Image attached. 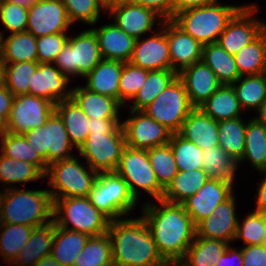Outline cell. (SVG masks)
<instances>
[{"label":"cell","mask_w":266,"mask_h":266,"mask_svg":"<svg viewBox=\"0 0 266 266\" xmlns=\"http://www.w3.org/2000/svg\"><path fill=\"white\" fill-rule=\"evenodd\" d=\"M193 109L184 84L177 77L142 111L172 133H177Z\"/></svg>","instance_id":"cell-11"},{"label":"cell","mask_w":266,"mask_h":266,"mask_svg":"<svg viewBox=\"0 0 266 266\" xmlns=\"http://www.w3.org/2000/svg\"><path fill=\"white\" fill-rule=\"evenodd\" d=\"M148 70L135 66L130 62H123L119 79V102L125 105L127 100H132L142 88L147 79Z\"/></svg>","instance_id":"cell-50"},{"label":"cell","mask_w":266,"mask_h":266,"mask_svg":"<svg viewBox=\"0 0 266 266\" xmlns=\"http://www.w3.org/2000/svg\"><path fill=\"white\" fill-rule=\"evenodd\" d=\"M234 265L243 266L242 250L241 249L235 250L233 247L228 246L225 252L221 255L219 261L216 263V266H234Z\"/></svg>","instance_id":"cell-57"},{"label":"cell","mask_w":266,"mask_h":266,"mask_svg":"<svg viewBox=\"0 0 266 266\" xmlns=\"http://www.w3.org/2000/svg\"><path fill=\"white\" fill-rule=\"evenodd\" d=\"M131 112L130 118L122 122L126 146L134 149H150L169 143L172 132L164 125L147 116L143 111Z\"/></svg>","instance_id":"cell-14"},{"label":"cell","mask_w":266,"mask_h":266,"mask_svg":"<svg viewBox=\"0 0 266 266\" xmlns=\"http://www.w3.org/2000/svg\"><path fill=\"white\" fill-rule=\"evenodd\" d=\"M201 60L213 70L221 84L231 85L241 77L234 56L227 53L218 42L203 46Z\"/></svg>","instance_id":"cell-34"},{"label":"cell","mask_w":266,"mask_h":266,"mask_svg":"<svg viewBox=\"0 0 266 266\" xmlns=\"http://www.w3.org/2000/svg\"><path fill=\"white\" fill-rule=\"evenodd\" d=\"M246 124L241 117L218 122L219 146L237 162L245 150Z\"/></svg>","instance_id":"cell-39"},{"label":"cell","mask_w":266,"mask_h":266,"mask_svg":"<svg viewBox=\"0 0 266 266\" xmlns=\"http://www.w3.org/2000/svg\"><path fill=\"white\" fill-rule=\"evenodd\" d=\"M243 266H266V246L246 245L241 248Z\"/></svg>","instance_id":"cell-54"},{"label":"cell","mask_w":266,"mask_h":266,"mask_svg":"<svg viewBox=\"0 0 266 266\" xmlns=\"http://www.w3.org/2000/svg\"><path fill=\"white\" fill-rule=\"evenodd\" d=\"M52 63H39L38 68L30 77L29 94L45 98L56 104L71 98V90H65L70 78L52 66Z\"/></svg>","instance_id":"cell-22"},{"label":"cell","mask_w":266,"mask_h":266,"mask_svg":"<svg viewBox=\"0 0 266 266\" xmlns=\"http://www.w3.org/2000/svg\"><path fill=\"white\" fill-rule=\"evenodd\" d=\"M34 227L0 223V253L5 262L12 263L29 241Z\"/></svg>","instance_id":"cell-43"},{"label":"cell","mask_w":266,"mask_h":266,"mask_svg":"<svg viewBox=\"0 0 266 266\" xmlns=\"http://www.w3.org/2000/svg\"><path fill=\"white\" fill-rule=\"evenodd\" d=\"M263 75L265 77V80H266V60H265V65H264V71H263Z\"/></svg>","instance_id":"cell-69"},{"label":"cell","mask_w":266,"mask_h":266,"mask_svg":"<svg viewBox=\"0 0 266 266\" xmlns=\"http://www.w3.org/2000/svg\"><path fill=\"white\" fill-rule=\"evenodd\" d=\"M88 199L111 221L128 215L137 204L127 182L116 172L98 173Z\"/></svg>","instance_id":"cell-7"},{"label":"cell","mask_w":266,"mask_h":266,"mask_svg":"<svg viewBox=\"0 0 266 266\" xmlns=\"http://www.w3.org/2000/svg\"><path fill=\"white\" fill-rule=\"evenodd\" d=\"M68 38L66 32L36 38L38 63H54Z\"/></svg>","instance_id":"cell-53"},{"label":"cell","mask_w":266,"mask_h":266,"mask_svg":"<svg viewBox=\"0 0 266 266\" xmlns=\"http://www.w3.org/2000/svg\"><path fill=\"white\" fill-rule=\"evenodd\" d=\"M53 200V222L60 228L100 236L107 233L111 220L97 210L88 197ZM72 223V227H70Z\"/></svg>","instance_id":"cell-5"},{"label":"cell","mask_w":266,"mask_h":266,"mask_svg":"<svg viewBox=\"0 0 266 266\" xmlns=\"http://www.w3.org/2000/svg\"><path fill=\"white\" fill-rule=\"evenodd\" d=\"M229 243L196 236L181 262L185 266H216Z\"/></svg>","instance_id":"cell-36"},{"label":"cell","mask_w":266,"mask_h":266,"mask_svg":"<svg viewBox=\"0 0 266 266\" xmlns=\"http://www.w3.org/2000/svg\"><path fill=\"white\" fill-rule=\"evenodd\" d=\"M54 111L55 104L45 98L30 94L14 96L7 119L8 132L24 135L36 127H42Z\"/></svg>","instance_id":"cell-13"},{"label":"cell","mask_w":266,"mask_h":266,"mask_svg":"<svg viewBox=\"0 0 266 266\" xmlns=\"http://www.w3.org/2000/svg\"><path fill=\"white\" fill-rule=\"evenodd\" d=\"M243 223H239L235 235L236 239H242L246 245H262L266 239V215L256 211L250 214L242 220Z\"/></svg>","instance_id":"cell-49"},{"label":"cell","mask_w":266,"mask_h":266,"mask_svg":"<svg viewBox=\"0 0 266 266\" xmlns=\"http://www.w3.org/2000/svg\"><path fill=\"white\" fill-rule=\"evenodd\" d=\"M63 4L71 23L78 20L94 25L99 20L101 8L107 12L100 0H63Z\"/></svg>","instance_id":"cell-51"},{"label":"cell","mask_w":266,"mask_h":266,"mask_svg":"<svg viewBox=\"0 0 266 266\" xmlns=\"http://www.w3.org/2000/svg\"><path fill=\"white\" fill-rule=\"evenodd\" d=\"M55 112L60 116L73 146L78 150L89 135V117L72 99L55 104Z\"/></svg>","instance_id":"cell-29"},{"label":"cell","mask_w":266,"mask_h":266,"mask_svg":"<svg viewBox=\"0 0 266 266\" xmlns=\"http://www.w3.org/2000/svg\"><path fill=\"white\" fill-rule=\"evenodd\" d=\"M241 108L259 109L266 100V80L263 74L244 75L231 84Z\"/></svg>","instance_id":"cell-40"},{"label":"cell","mask_w":266,"mask_h":266,"mask_svg":"<svg viewBox=\"0 0 266 266\" xmlns=\"http://www.w3.org/2000/svg\"><path fill=\"white\" fill-rule=\"evenodd\" d=\"M161 24L166 30L171 70L178 73L185 67L201 61L203 45L200 42L186 34L171 19L163 20Z\"/></svg>","instance_id":"cell-20"},{"label":"cell","mask_w":266,"mask_h":266,"mask_svg":"<svg viewBox=\"0 0 266 266\" xmlns=\"http://www.w3.org/2000/svg\"><path fill=\"white\" fill-rule=\"evenodd\" d=\"M42 178H45L44 174L34 164L0 154V182H5L7 185L26 184V182Z\"/></svg>","instance_id":"cell-46"},{"label":"cell","mask_w":266,"mask_h":266,"mask_svg":"<svg viewBox=\"0 0 266 266\" xmlns=\"http://www.w3.org/2000/svg\"><path fill=\"white\" fill-rule=\"evenodd\" d=\"M257 7L245 5L228 23L218 39L219 45L230 55L254 41L265 29L266 22L253 18Z\"/></svg>","instance_id":"cell-15"},{"label":"cell","mask_w":266,"mask_h":266,"mask_svg":"<svg viewBox=\"0 0 266 266\" xmlns=\"http://www.w3.org/2000/svg\"><path fill=\"white\" fill-rule=\"evenodd\" d=\"M233 182L209 178L194 194L181 204L190 215L194 224L212 215L213 209L226 201L233 193Z\"/></svg>","instance_id":"cell-17"},{"label":"cell","mask_w":266,"mask_h":266,"mask_svg":"<svg viewBox=\"0 0 266 266\" xmlns=\"http://www.w3.org/2000/svg\"><path fill=\"white\" fill-rule=\"evenodd\" d=\"M155 31L145 40L136 39L130 63L142 69L153 71L171 69V59L166 30Z\"/></svg>","instance_id":"cell-21"},{"label":"cell","mask_w":266,"mask_h":266,"mask_svg":"<svg viewBox=\"0 0 266 266\" xmlns=\"http://www.w3.org/2000/svg\"><path fill=\"white\" fill-rule=\"evenodd\" d=\"M89 237L86 233L70 231L55 225L51 255L61 266H73Z\"/></svg>","instance_id":"cell-32"},{"label":"cell","mask_w":266,"mask_h":266,"mask_svg":"<svg viewBox=\"0 0 266 266\" xmlns=\"http://www.w3.org/2000/svg\"><path fill=\"white\" fill-rule=\"evenodd\" d=\"M147 155L159 185L165 190L178 173L170 144L147 149Z\"/></svg>","instance_id":"cell-47"},{"label":"cell","mask_w":266,"mask_h":266,"mask_svg":"<svg viewBox=\"0 0 266 266\" xmlns=\"http://www.w3.org/2000/svg\"><path fill=\"white\" fill-rule=\"evenodd\" d=\"M71 24L63 0H36L28 7L26 31L36 38L67 32Z\"/></svg>","instance_id":"cell-16"},{"label":"cell","mask_w":266,"mask_h":266,"mask_svg":"<svg viewBox=\"0 0 266 266\" xmlns=\"http://www.w3.org/2000/svg\"><path fill=\"white\" fill-rule=\"evenodd\" d=\"M217 1L218 0H173V16L183 10L206 6Z\"/></svg>","instance_id":"cell-58"},{"label":"cell","mask_w":266,"mask_h":266,"mask_svg":"<svg viewBox=\"0 0 266 266\" xmlns=\"http://www.w3.org/2000/svg\"><path fill=\"white\" fill-rule=\"evenodd\" d=\"M178 73L171 69L148 71L142 88L132 98L135 100L131 110L142 111L176 78Z\"/></svg>","instance_id":"cell-38"},{"label":"cell","mask_w":266,"mask_h":266,"mask_svg":"<svg viewBox=\"0 0 266 266\" xmlns=\"http://www.w3.org/2000/svg\"><path fill=\"white\" fill-rule=\"evenodd\" d=\"M8 133L7 119L0 116V138Z\"/></svg>","instance_id":"cell-63"},{"label":"cell","mask_w":266,"mask_h":266,"mask_svg":"<svg viewBox=\"0 0 266 266\" xmlns=\"http://www.w3.org/2000/svg\"><path fill=\"white\" fill-rule=\"evenodd\" d=\"M258 112L259 115L255 119L266 126V100L260 105Z\"/></svg>","instance_id":"cell-62"},{"label":"cell","mask_w":266,"mask_h":266,"mask_svg":"<svg viewBox=\"0 0 266 266\" xmlns=\"http://www.w3.org/2000/svg\"><path fill=\"white\" fill-rule=\"evenodd\" d=\"M71 98L91 119H119L118 111L123 106L117 99L92 92L83 86L74 87Z\"/></svg>","instance_id":"cell-26"},{"label":"cell","mask_w":266,"mask_h":266,"mask_svg":"<svg viewBox=\"0 0 266 266\" xmlns=\"http://www.w3.org/2000/svg\"><path fill=\"white\" fill-rule=\"evenodd\" d=\"M178 77L194 108H199L222 85L213 70L202 60L182 69Z\"/></svg>","instance_id":"cell-23"},{"label":"cell","mask_w":266,"mask_h":266,"mask_svg":"<svg viewBox=\"0 0 266 266\" xmlns=\"http://www.w3.org/2000/svg\"><path fill=\"white\" fill-rule=\"evenodd\" d=\"M134 0H114V5L115 4H121V3H129L133 2Z\"/></svg>","instance_id":"cell-67"},{"label":"cell","mask_w":266,"mask_h":266,"mask_svg":"<svg viewBox=\"0 0 266 266\" xmlns=\"http://www.w3.org/2000/svg\"><path fill=\"white\" fill-rule=\"evenodd\" d=\"M209 176L203 169L178 171L164 190L162 200L181 204L193 196L208 181Z\"/></svg>","instance_id":"cell-33"},{"label":"cell","mask_w":266,"mask_h":266,"mask_svg":"<svg viewBox=\"0 0 266 266\" xmlns=\"http://www.w3.org/2000/svg\"><path fill=\"white\" fill-rule=\"evenodd\" d=\"M177 133L202 150L219 146L218 122L200 108H194L188 114Z\"/></svg>","instance_id":"cell-24"},{"label":"cell","mask_w":266,"mask_h":266,"mask_svg":"<svg viewBox=\"0 0 266 266\" xmlns=\"http://www.w3.org/2000/svg\"><path fill=\"white\" fill-rule=\"evenodd\" d=\"M122 126L119 119L89 118V134H112Z\"/></svg>","instance_id":"cell-56"},{"label":"cell","mask_w":266,"mask_h":266,"mask_svg":"<svg viewBox=\"0 0 266 266\" xmlns=\"http://www.w3.org/2000/svg\"><path fill=\"white\" fill-rule=\"evenodd\" d=\"M202 154L203 170L209 178L232 182L235 180L234 176H236L238 162L222 150L220 146L204 149Z\"/></svg>","instance_id":"cell-42"},{"label":"cell","mask_w":266,"mask_h":266,"mask_svg":"<svg viewBox=\"0 0 266 266\" xmlns=\"http://www.w3.org/2000/svg\"><path fill=\"white\" fill-rule=\"evenodd\" d=\"M143 204L145 219L157 250L168 263L180 262L196 237V225L182 204L162 199ZM157 206V207H156Z\"/></svg>","instance_id":"cell-1"},{"label":"cell","mask_w":266,"mask_h":266,"mask_svg":"<svg viewBox=\"0 0 266 266\" xmlns=\"http://www.w3.org/2000/svg\"><path fill=\"white\" fill-rule=\"evenodd\" d=\"M14 99V94L5 86L0 89V116L8 119Z\"/></svg>","instance_id":"cell-59"},{"label":"cell","mask_w":266,"mask_h":266,"mask_svg":"<svg viewBox=\"0 0 266 266\" xmlns=\"http://www.w3.org/2000/svg\"><path fill=\"white\" fill-rule=\"evenodd\" d=\"M103 59L93 29L70 36L53 64L63 75L85 77Z\"/></svg>","instance_id":"cell-8"},{"label":"cell","mask_w":266,"mask_h":266,"mask_svg":"<svg viewBox=\"0 0 266 266\" xmlns=\"http://www.w3.org/2000/svg\"><path fill=\"white\" fill-rule=\"evenodd\" d=\"M245 160H249L255 170L266 172V126L255 117L246 124L245 150L238 164Z\"/></svg>","instance_id":"cell-35"},{"label":"cell","mask_w":266,"mask_h":266,"mask_svg":"<svg viewBox=\"0 0 266 266\" xmlns=\"http://www.w3.org/2000/svg\"><path fill=\"white\" fill-rule=\"evenodd\" d=\"M0 153L5 157L34 164L44 175L48 165L33 150L24 135L7 133L1 138ZM2 151V152H1Z\"/></svg>","instance_id":"cell-41"},{"label":"cell","mask_w":266,"mask_h":266,"mask_svg":"<svg viewBox=\"0 0 266 266\" xmlns=\"http://www.w3.org/2000/svg\"><path fill=\"white\" fill-rule=\"evenodd\" d=\"M35 266H61L58 261H56L52 255H48L39 260Z\"/></svg>","instance_id":"cell-61"},{"label":"cell","mask_w":266,"mask_h":266,"mask_svg":"<svg viewBox=\"0 0 266 266\" xmlns=\"http://www.w3.org/2000/svg\"><path fill=\"white\" fill-rule=\"evenodd\" d=\"M217 122L240 117L242 110L232 85L222 84L200 107Z\"/></svg>","instance_id":"cell-31"},{"label":"cell","mask_w":266,"mask_h":266,"mask_svg":"<svg viewBox=\"0 0 266 266\" xmlns=\"http://www.w3.org/2000/svg\"><path fill=\"white\" fill-rule=\"evenodd\" d=\"M169 266H185L181 261L169 264Z\"/></svg>","instance_id":"cell-68"},{"label":"cell","mask_w":266,"mask_h":266,"mask_svg":"<svg viewBox=\"0 0 266 266\" xmlns=\"http://www.w3.org/2000/svg\"><path fill=\"white\" fill-rule=\"evenodd\" d=\"M24 137L47 165L73 157L71 151L74 146L62 119L55 111L44 126L28 131Z\"/></svg>","instance_id":"cell-10"},{"label":"cell","mask_w":266,"mask_h":266,"mask_svg":"<svg viewBox=\"0 0 266 266\" xmlns=\"http://www.w3.org/2000/svg\"><path fill=\"white\" fill-rule=\"evenodd\" d=\"M169 144L172 148L178 171L203 169V150L192 141L185 139L178 133H172Z\"/></svg>","instance_id":"cell-45"},{"label":"cell","mask_w":266,"mask_h":266,"mask_svg":"<svg viewBox=\"0 0 266 266\" xmlns=\"http://www.w3.org/2000/svg\"><path fill=\"white\" fill-rule=\"evenodd\" d=\"M3 191L0 192V223L37 228L53 221V200L48 189L35 191L11 186Z\"/></svg>","instance_id":"cell-3"},{"label":"cell","mask_w":266,"mask_h":266,"mask_svg":"<svg viewBox=\"0 0 266 266\" xmlns=\"http://www.w3.org/2000/svg\"><path fill=\"white\" fill-rule=\"evenodd\" d=\"M115 172L127 182L136 201H139L138 190L140 189L149 193L156 201L162 199L164 189L159 185L150 164L147 150L126 146Z\"/></svg>","instance_id":"cell-9"},{"label":"cell","mask_w":266,"mask_h":266,"mask_svg":"<svg viewBox=\"0 0 266 266\" xmlns=\"http://www.w3.org/2000/svg\"><path fill=\"white\" fill-rule=\"evenodd\" d=\"M103 59L129 62L134 49L135 39L127 35L115 23L93 29Z\"/></svg>","instance_id":"cell-25"},{"label":"cell","mask_w":266,"mask_h":266,"mask_svg":"<svg viewBox=\"0 0 266 266\" xmlns=\"http://www.w3.org/2000/svg\"><path fill=\"white\" fill-rule=\"evenodd\" d=\"M100 1L105 5L106 8L114 5V0H100Z\"/></svg>","instance_id":"cell-66"},{"label":"cell","mask_w":266,"mask_h":266,"mask_svg":"<svg viewBox=\"0 0 266 266\" xmlns=\"http://www.w3.org/2000/svg\"><path fill=\"white\" fill-rule=\"evenodd\" d=\"M235 196L232 194L226 201L217 205L212 215L196 225V236L205 239H219L227 243L235 240L238 217L235 213Z\"/></svg>","instance_id":"cell-19"},{"label":"cell","mask_w":266,"mask_h":266,"mask_svg":"<svg viewBox=\"0 0 266 266\" xmlns=\"http://www.w3.org/2000/svg\"><path fill=\"white\" fill-rule=\"evenodd\" d=\"M3 36H4V34H2V32H0V38L3 37Z\"/></svg>","instance_id":"cell-70"},{"label":"cell","mask_w":266,"mask_h":266,"mask_svg":"<svg viewBox=\"0 0 266 266\" xmlns=\"http://www.w3.org/2000/svg\"><path fill=\"white\" fill-rule=\"evenodd\" d=\"M28 18V7L0 1V19L6 30L11 33L26 32Z\"/></svg>","instance_id":"cell-52"},{"label":"cell","mask_w":266,"mask_h":266,"mask_svg":"<svg viewBox=\"0 0 266 266\" xmlns=\"http://www.w3.org/2000/svg\"><path fill=\"white\" fill-rule=\"evenodd\" d=\"M263 174H265V178L261 180L260 186L257 189L258 193L255 195V198H257V206L254 211L266 215V172Z\"/></svg>","instance_id":"cell-60"},{"label":"cell","mask_w":266,"mask_h":266,"mask_svg":"<svg viewBox=\"0 0 266 266\" xmlns=\"http://www.w3.org/2000/svg\"><path fill=\"white\" fill-rule=\"evenodd\" d=\"M117 266H169L159 254L143 217L112 220L107 231Z\"/></svg>","instance_id":"cell-2"},{"label":"cell","mask_w":266,"mask_h":266,"mask_svg":"<svg viewBox=\"0 0 266 266\" xmlns=\"http://www.w3.org/2000/svg\"><path fill=\"white\" fill-rule=\"evenodd\" d=\"M87 168L75 157L48 165L44 176H50L49 187L53 190L49 192L52 199L88 197L98 173L90 166Z\"/></svg>","instance_id":"cell-6"},{"label":"cell","mask_w":266,"mask_h":266,"mask_svg":"<svg viewBox=\"0 0 266 266\" xmlns=\"http://www.w3.org/2000/svg\"><path fill=\"white\" fill-rule=\"evenodd\" d=\"M243 7L221 5L217 1L206 6L183 10L175 14L171 20L204 46L218 42L228 23Z\"/></svg>","instance_id":"cell-4"},{"label":"cell","mask_w":266,"mask_h":266,"mask_svg":"<svg viewBox=\"0 0 266 266\" xmlns=\"http://www.w3.org/2000/svg\"><path fill=\"white\" fill-rule=\"evenodd\" d=\"M133 3L154 10L163 20L173 18V0H134Z\"/></svg>","instance_id":"cell-55"},{"label":"cell","mask_w":266,"mask_h":266,"mask_svg":"<svg viewBox=\"0 0 266 266\" xmlns=\"http://www.w3.org/2000/svg\"><path fill=\"white\" fill-rule=\"evenodd\" d=\"M123 62L102 59L99 64L88 73L86 89L119 101V79Z\"/></svg>","instance_id":"cell-27"},{"label":"cell","mask_w":266,"mask_h":266,"mask_svg":"<svg viewBox=\"0 0 266 266\" xmlns=\"http://www.w3.org/2000/svg\"><path fill=\"white\" fill-rule=\"evenodd\" d=\"M113 264L112 246L107 233L90 236L73 266H110Z\"/></svg>","instance_id":"cell-44"},{"label":"cell","mask_w":266,"mask_h":266,"mask_svg":"<svg viewBox=\"0 0 266 266\" xmlns=\"http://www.w3.org/2000/svg\"><path fill=\"white\" fill-rule=\"evenodd\" d=\"M0 1H8L11 3H16L19 5L30 7L36 0H0Z\"/></svg>","instance_id":"cell-65"},{"label":"cell","mask_w":266,"mask_h":266,"mask_svg":"<svg viewBox=\"0 0 266 266\" xmlns=\"http://www.w3.org/2000/svg\"><path fill=\"white\" fill-rule=\"evenodd\" d=\"M240 76L263 74L266 60V29L234 55Z\"/></svg>","instance_id":"cell-37"},{"label":"cell","mask_w":266,"mask_h":266,"mask_svg":"<svg viewBox=\"0 0 266 266\" xmlns=\"http://www.w3.org/2000/svg\"><path fill=\"white\" fill-rule=\"evenodd\" d=\"M115 18V24L135 40L142 38L143 34L153 31L156 19L160 23L163 18L154 10L143 7L133 2L115 4L106 8ZM153 27V28H152Z\"/></svg>","instance_id":"cell-18"},{"label":"cell","mask_w":266,"mask_h":266,"mask_svg":"<svg viewBox=\"0 0 266 266\" xmlns=\"http://www.w3.org/2000/svg\"><path fill=\"white\" fill-rule=\"evenodd\" d=\"M0 38V59L4 64L38 62L36 37L29 32L10 34Z\"/></svg>","instance_id":"cell-30"},{"label":"cell","mask_w":266,"mask_h":266,"mask_svg":"<svg viewBox=\"0 0 266 266\" xmlns=\"http://www.w3.org/2000/svg\"><path fill=\"white\" fill-rule=\"evenodd\" d=\"M55 234V223L34 228L29 241L16 256L12 264L16 266H35L43 257L51 255Z\"/></svg>","instance_id":"cell-28"},{"label":"cell","mask_w":266,"mask_h":266,"mask_svg":"<svg viewBox=\"0 0 266 266\" xmlns=\"http://www.w3.org/2000/svg\"><path fill=\"white\" fill-rule=\"evenodd\" d=\"M38 65L29 61L5 64V86L14 96L29 94V79Z\"/></svg>","instance_id":"cell-48"},{"label":"cell","mask_w":266,"mask_h":266,"mask_svg":"<svg viewBox=\"0 0 266 266\" xmlns=\"http://www.w3.org/2000/svg\"><path fill=\"white\" fill-rule=\"evenodd\" d=\"M125 147L126 139L121 126L112 134H89L78 152L97 173H107L115 172Z\"/></svg>","instance_id":"cell-12"},{"label":"cell","mask_w":266,"mask_h":266,"mask_svg":"<svg viewBox=\"0 0 266 266\" xmlns=\"http://www.w3.org/2000/svg\"><path fill=\"white\" fill-rule=\"evenodd\" d=\"M5 87V64L0 59V89Z\"/></svg>","instance_id":"cell-64"}]
</instances>
